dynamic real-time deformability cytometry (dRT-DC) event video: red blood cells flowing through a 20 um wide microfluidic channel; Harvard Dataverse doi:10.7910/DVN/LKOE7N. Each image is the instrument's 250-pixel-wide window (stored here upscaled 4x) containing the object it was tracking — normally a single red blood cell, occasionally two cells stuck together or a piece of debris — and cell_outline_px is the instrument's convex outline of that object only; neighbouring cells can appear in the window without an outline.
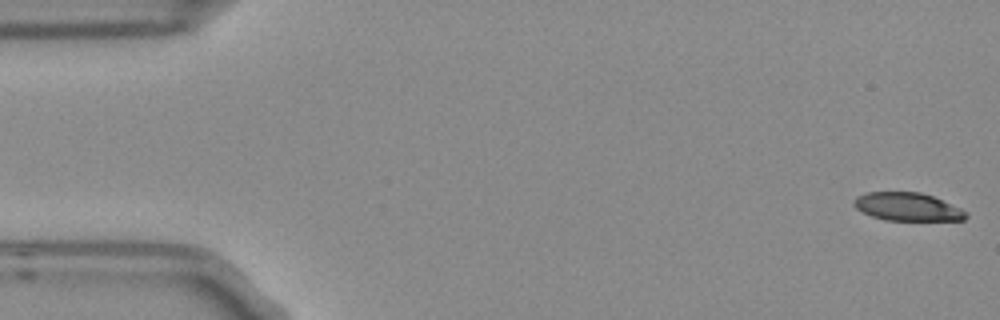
{"species": "Egyptian fruit bat (a non-hibernating species)", "species_latin": "Rousettus aegyptiacus", "temperature_condition": "room temperature", "stored_images_in_passage": 5, "camera_frame_rate_fps": 3000, "um_per_image_px": 0.085, "frame": {"image": 1, "passage_image": 1, "time_ms": 0.0, "image_size_px": [1000, 320], "cell_outline_px": [[968, 216], [964, 220], [884, 220], [872, 216], [856, 208], [852, 204], [852, 200], [856, 196], [864, 192], [920, 192], [932, 196], [960, 208], [968, 212]], "centroid_in_image_um": [77.1, 17.57], "position_along_channel_um": 7.9, "area_um2": 18.38}}
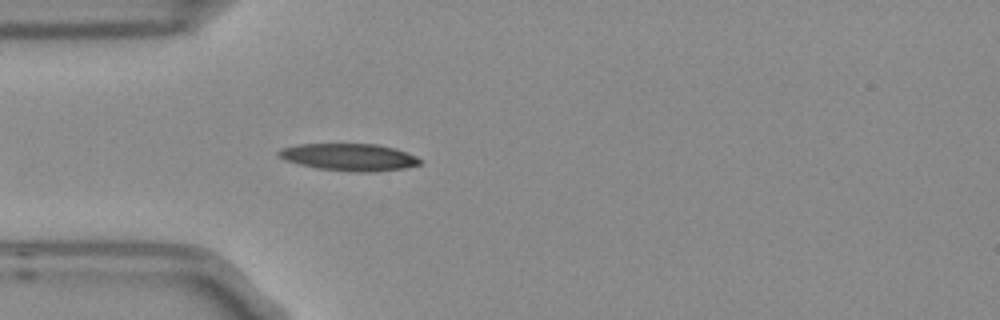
{"frame": {"image": 2, "passage_image": 5, "time_ms": 1.333, "image_size_px": [1000, 320], "cell_outline_px": [[424, 160], [420, 164], [404, 168], [372, 172], [356, 172], [316, 168], [284, 160], [276, 152], [280, 148], [300, 144], [376, 144], [396, 148], [416, 156]], "centroid_in_image_um": [29.7, 13.35], "position_along_channel_um": 55.3, "area_um2": 22.43}}